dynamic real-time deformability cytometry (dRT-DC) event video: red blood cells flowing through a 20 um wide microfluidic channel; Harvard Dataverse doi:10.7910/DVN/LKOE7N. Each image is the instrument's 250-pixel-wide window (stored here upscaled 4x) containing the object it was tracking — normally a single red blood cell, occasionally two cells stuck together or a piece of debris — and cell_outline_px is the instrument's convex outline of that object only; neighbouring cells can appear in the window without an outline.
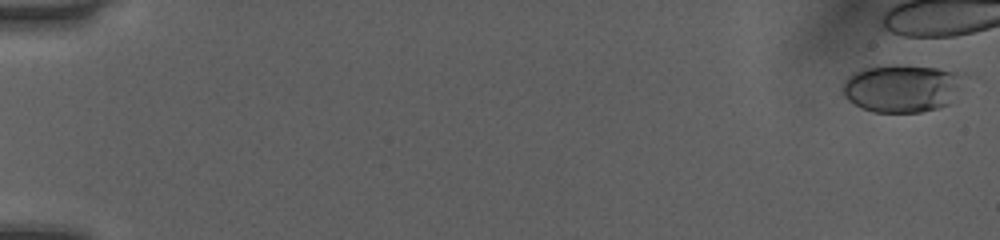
{"species": "human", "species_latin": "Homo sapiens", "temperature_condition": "room temperature", "stored_images_in_passage": 8, "camera_frame_rate_fps": 3000, "um_per_image_px": 0.085, "donor": {"sex": "female"}, "frame": {"image": 1, "passage_image": 1, "time_ms": 0.0, "image_size_px": [1000, 240], "cell_outline_px": [[976, 76], [948, 104], [940, 108], [920, 112], [872, 112], [848, 100], [844, 96], [840, 84], [848, 76], [864, 68], [888, 64], [900, 64], [972, 72]], "centroid_in_image_um": [76.86, 7.46], "position_along_channel_um": 8.1, "area_um2": 35.43}}